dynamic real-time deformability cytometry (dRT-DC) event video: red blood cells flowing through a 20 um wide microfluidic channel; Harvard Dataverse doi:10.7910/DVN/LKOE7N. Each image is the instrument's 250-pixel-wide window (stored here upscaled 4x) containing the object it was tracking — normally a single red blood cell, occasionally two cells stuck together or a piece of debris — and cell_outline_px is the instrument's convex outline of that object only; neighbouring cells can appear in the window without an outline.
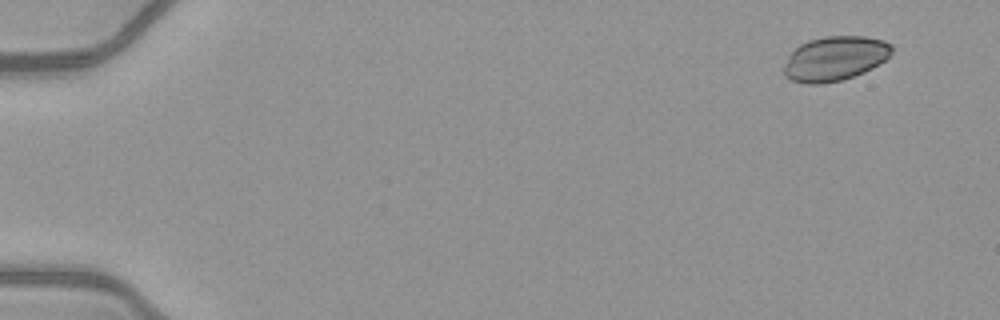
{"species": "common noctule bat (a hibernating species)", "species_latin": "Nyctalus noctula", "temperature_condition": "warm", "stored_images_in_passage": 49, "camera_frame_rate_fps": 3000, "um_per_image_px": 0.085, "animal": {"sex": "female", "body_mass_g": 21.9}, "frame": {"image": 1, "passage_image": 1, "time_ms": 0.0, "image_size_px": [1000, 320], "cell_outline_px": [[892, 52], [884, 60], [872, 68], [864, 72], [840, 80], [820, 84], [808, 84], [792, 80], [784, 76], [784, 64], [788, 56], [800, 44], [808, 40], [824, 36], [864, 36], [884, 40], [892, 44]], "centroid_in_image_um": [70.96, 4.96], "position_along_channel_um": 14.0, "area_um2": 27.92}}
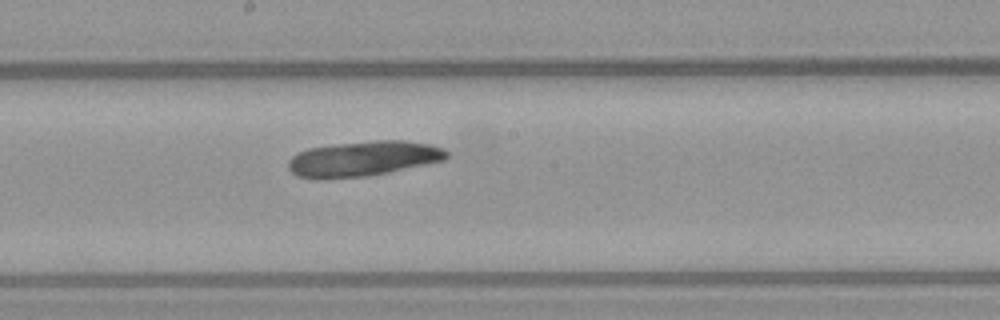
{"frame": {"image": 2, "passage_image": 27, "time_ms": 8.667, "image_size_px": [1000, 320], "cell_outline_px": [[448, 156], [444, 160], [388, 172], [368, 176], [324, 180], [316, 180], [296, 176], [288, 168], [288, 160], [292, 156], [308, 148], [340, 144], [376, 140], [404, 140], [432, 144], [444, 148], [448, 152]], "centroid_in_image_um": [30.85, 13.5], "position_along_channel_um": 217.3, "area_um2": 32.66}}
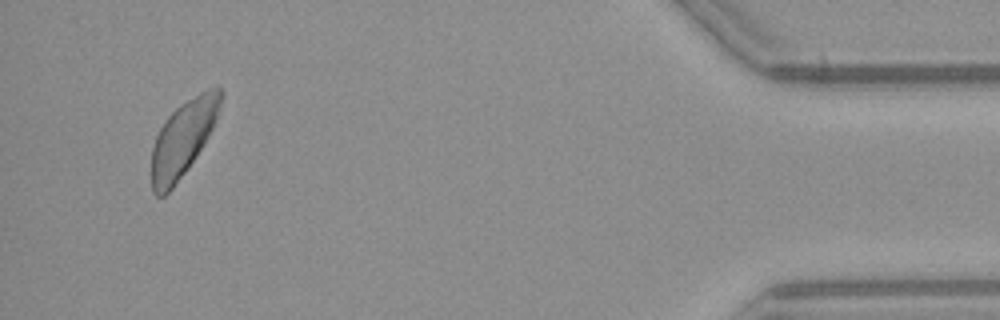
{"frame": {"image": 3, "passage_image": 47, "time_ms": 15.333, "image_size_px": [1000, 320], "cell_outline_px": [[224, 96], [216, 120], [208, 136], [188, 168], [172, 188], [164, 196], [156, 196], [152, 192], [152, 148], [156, 136], [160, 128], [168, 116], [180, 104], [200, 92], [216, 84], [220, 84], [224, 92]], "centroid_in_image_um": [15.59, 11.7], "position_along_channel_um": 419.6, "area_um2": 30.4}}